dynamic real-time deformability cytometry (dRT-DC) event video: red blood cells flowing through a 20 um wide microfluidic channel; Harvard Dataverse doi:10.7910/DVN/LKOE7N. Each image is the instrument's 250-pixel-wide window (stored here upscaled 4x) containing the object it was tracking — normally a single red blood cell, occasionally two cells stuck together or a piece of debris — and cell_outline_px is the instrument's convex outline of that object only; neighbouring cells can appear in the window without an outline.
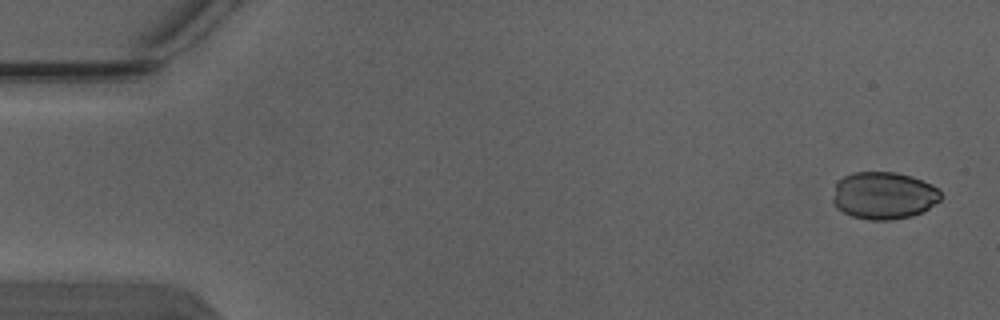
{"species": "Egyptian fruit bat (a non-hibernating species)", "species_latin": "Rousettus aegyptiacus", "temperature_condition": "warm", "stored_images_in_passage": 4, "camera_frame_rate_fps": 3000, "um_per_image_px": 0.085, "animal": {"sex": "male"}, "frame": {"image": 1, "passage_image": 1, "time_ms": 0.0, "image_size_px": [1000, 320], "cell_outline_px": [[944, 196], [940, 200], [928, 208], [912, 216], [892, 220], [868, 220], [852, 216], [836, 208], [832, 204], [832, 200], [836, 184], [844, 176], [856, 172], [896, 172], [912, 176], [932, 184]], "centroid_in_image_um": [75.12, 16.62], "position_along_channel_um": 9.9, "area_um2": 29.88}}
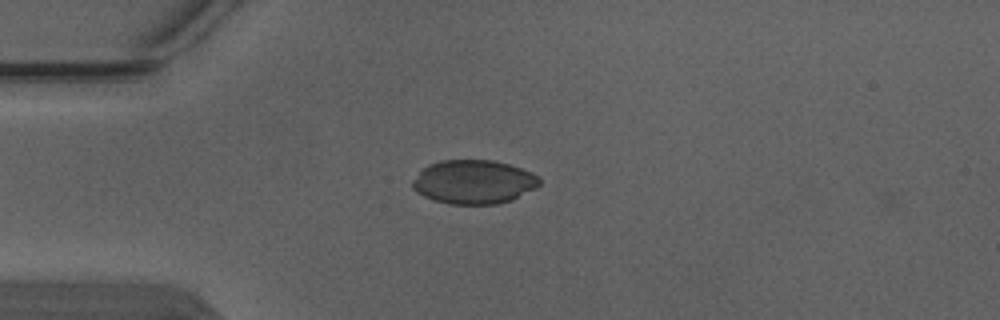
{"frame": {"image": 2, "passage_image": 4, "time_ms": 1.0, "image_size_px": [1000, 320], "cell_outline_px": [[540, 184], [536, 188], [512, 200], [496, 204], [448, 204], [432, 200], [416, 192], [412, 188], [412, 180], [428, 164], [440, 160], [492, 160], [508, 164], [532, 172], [540, 180]], "centroid_in_image_um": [40.25, 15.47], "position_along_channel_um": 44.8, "area_um2": 32.54}}